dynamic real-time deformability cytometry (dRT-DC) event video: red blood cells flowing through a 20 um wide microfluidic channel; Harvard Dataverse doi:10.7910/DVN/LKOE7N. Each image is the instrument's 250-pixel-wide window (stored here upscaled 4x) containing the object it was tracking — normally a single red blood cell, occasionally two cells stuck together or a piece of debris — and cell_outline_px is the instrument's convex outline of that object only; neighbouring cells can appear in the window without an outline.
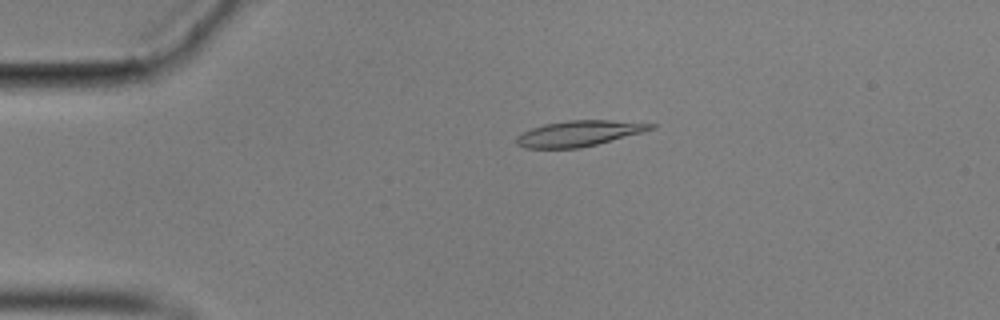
{"species": "common noctule bat (a hibernating species)", "species_latin": "Nyctalus noctula", "temperature_condition": "cold", "stored_images_in_passage": 57, "camera_frame_rate_fps": 3000, "um_per_image_px": 0.085, "animal": {"sex": "male", "body_mass_g": 17.9}, "frame": {"image": 1, "passage_image": 12, "time_ms": 3.667, "image_size_px": [1000, 320], "cell_outline_px": [[656, 128], [644, 132], [580, 148], [524, 148], [516, 144], [516, 136], [532, 128], [544, 124], [568, 120], [612, 120], [656, 124]], "centroid_in_image_um": [49.22, 11.34], "position_along_channel_um": 35.8, "area_um2": 20.06}}
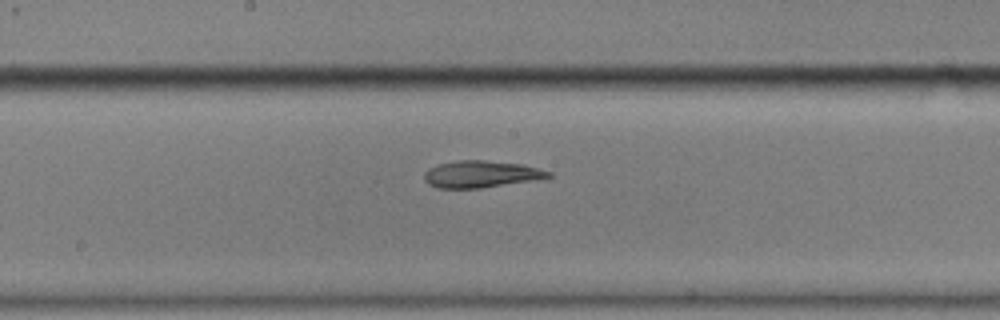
{"frame": {"image": 2, "passage_image": 30, "time_ms": 9.667, "image_size_px": [1000, 320], "cell_outline_px": [[552, 176], [480, 188], [436, 188], [428, 184], [424, 180], [424, 172], [428, 168], [440, 164], [460, 160], [484, 160], [520, 164], [552, 172]], "centroid_in_image_um": [40.8, 14.8], "position_along_channel_um": 207.4, "area_um2": 19.02}}
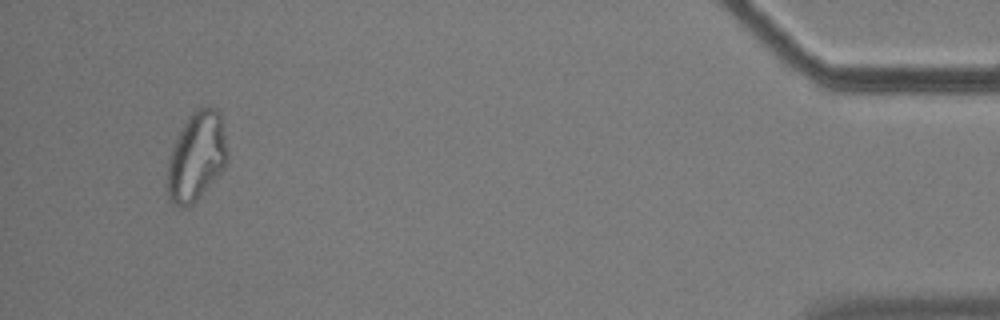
{"frame": {"image": 3, "passage_image": 54, "time_ms": 17.667, "image_size_px": [1000, 320], "cell_outline_px": [[228, 164], [196, 200], [192, 204], [184, 208], [180, 208], [172, 204], [168, 200], [168, 156], [188, 116], [196, 108], [208, 104], [216, 108], [220, 112], [228, 152]], "centroid_in_image_um": [16.72, 13.28], "position_along_channel_um": 418.5, "area_um2": 31.33}, "authors_computed_cell_mechanics": {"area_um2": 20.0566, "velocity_mm_per_s": 3.514, "shape_relaxation_time_tau1_ms": null, "shape_relaxation_time_tau2_ms": 5.7653, "deformation_change_tau1": null, "deformation_change_tau2": 0.1329}}